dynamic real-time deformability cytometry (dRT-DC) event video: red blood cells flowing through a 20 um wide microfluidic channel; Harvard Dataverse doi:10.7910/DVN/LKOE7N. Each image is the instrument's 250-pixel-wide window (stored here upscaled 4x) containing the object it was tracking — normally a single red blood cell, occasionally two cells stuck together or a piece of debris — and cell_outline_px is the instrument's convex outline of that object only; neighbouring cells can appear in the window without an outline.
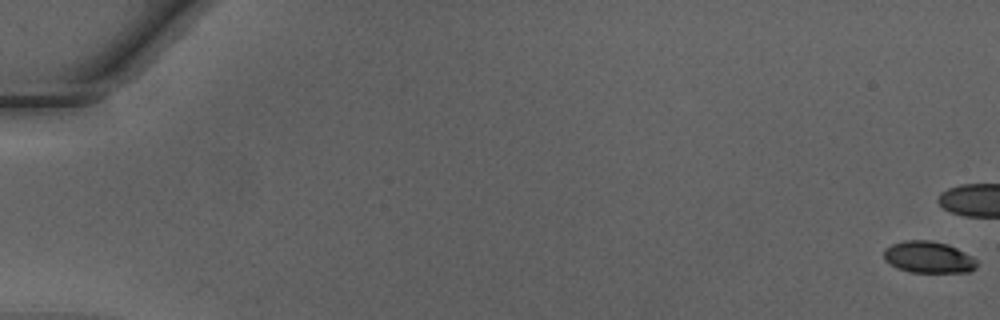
{"species": "Egyptian fruit bat (a non-hibernating species)", "species_latin": "Rousettus aegyptiacus", "temperature_condition": "warm", "stored_images_in_passage": 41, "camera_frame_rate_fps": 3000, "um_per_image_px": 0.085, "animal": {"sex": "male"}, "frame": {"image": 1, "passage_image": 1, "time_ms": 0.0, "image_size_px": [1000, 320], "cell_outline_px": [[976, 268], [968, 272], [912, 272], [896, 268], [884, 260], [884, 248], [892, 244], [904, 240], [932, 240], [948, 244], [972, 256], [976, 260]], "centroid_in_image_um": [78.9, 21.85], "position_along_channel_um": 6.1, "area_um2": 17.22}}